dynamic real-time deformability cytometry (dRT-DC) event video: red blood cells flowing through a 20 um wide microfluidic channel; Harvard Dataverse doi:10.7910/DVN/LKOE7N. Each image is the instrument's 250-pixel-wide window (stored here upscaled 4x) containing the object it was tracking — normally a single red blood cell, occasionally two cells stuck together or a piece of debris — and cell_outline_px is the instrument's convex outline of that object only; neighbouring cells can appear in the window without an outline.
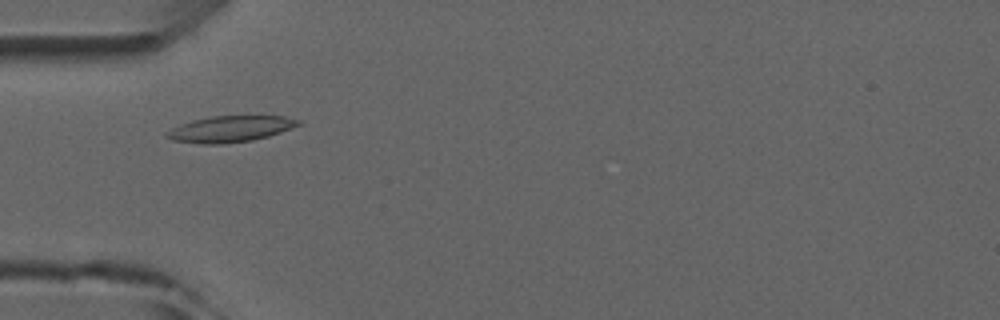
{"species": "common noctule bat (a hibernating species)", "species_latin": "Nyctalus noctula", "temperature_condition": "room temperature", "stored_images_in_passage": 4, "camera_frame_rate_fps": 3000, "um_per_image_px": 0.085, "animal": {"sex": "male", "forearm_length_mm": 52.5}, "frame": {"image": 1, "passage_image": 4, "time_ms": 3.333, "image_size_px": [1000, 320], "cell_outline_px": [[304, 124], [268, 136], [252, 140], [224, 144], [200, 144], [172, 140], [164, 136], [164, 132], [180, 124], [192, 120], [212, 116], [284, 116], [300, 120]], "centroid_in_image_um": [19.56, 10.96], "position_along_channel_um": 65.4, "area_um2": 20.23}}